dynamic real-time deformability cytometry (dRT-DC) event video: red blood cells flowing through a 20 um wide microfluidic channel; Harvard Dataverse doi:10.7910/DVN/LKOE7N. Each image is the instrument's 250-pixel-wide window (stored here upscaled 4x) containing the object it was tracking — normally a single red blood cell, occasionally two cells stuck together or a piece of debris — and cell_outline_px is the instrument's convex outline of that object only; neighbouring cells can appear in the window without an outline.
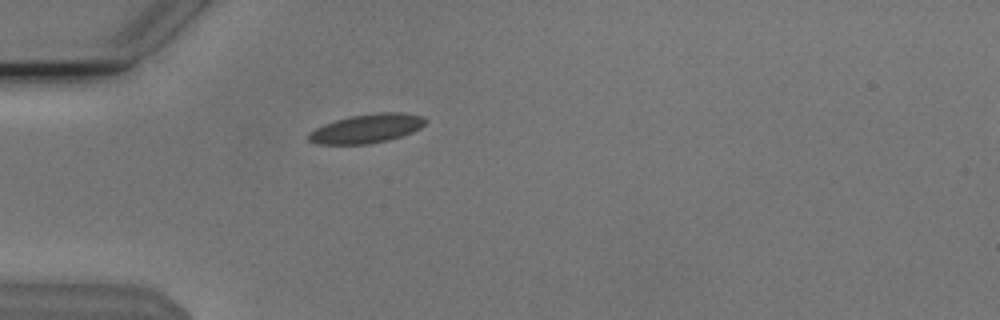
{"species": "Egyptian fruit bat (a non-hibernating species)", "species_latin": "Rousettus aegyptiacus", "temperature_condition": "cold", "stored_images_in_passage": 36, "camera_frame_rate_fps": 3000, "um_per_image_px": 0.085, "animal": {"sex": "male"}, "frame": {"image": 1, "passage_image": 4, "time_ms": 1.0, "image_size_px": [1000, 320], "cell_outline_px": [[428, 120], [420, 128], [412, 132], [388, 140], [368, 144], [320, 144], [308, 140], [308, 136], [316, 128], [324, 124], [336, 120], [352, 116], [376, 112], [404, 112], [424, 116]], "centroid_in_image_um": [31.23, 10.91], "position_along_channel_um": 53.8, "area_um2": 19.59}}
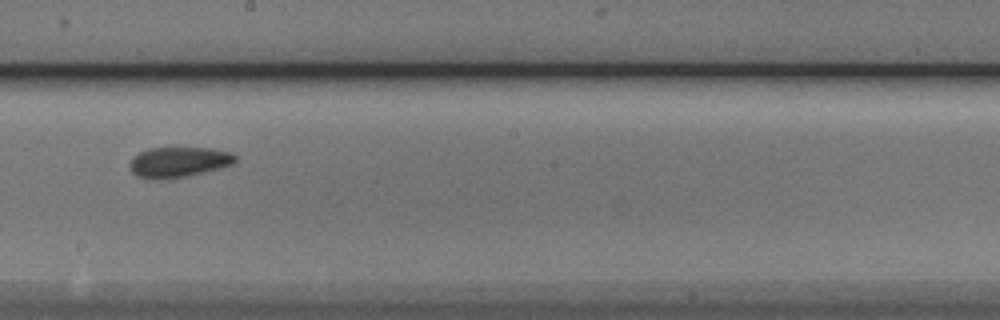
{"frame": {"image": 2, "passage_image": 19, "time_ms": 6.0, "image_size_px": [1000, 320], "cell_outline_px": [[236, 160], [232, 164], [220, 168], [204, 172], [184, 176], [156, 180], [136, 176], [132, 172], [132, 156], [148, 148], [212, 148], [232, 152], [236, 156]], "centroid_in_image_um": [15.21, 13.77], "position_along_channel_um": 233.0, "area_um2": 18.5}}
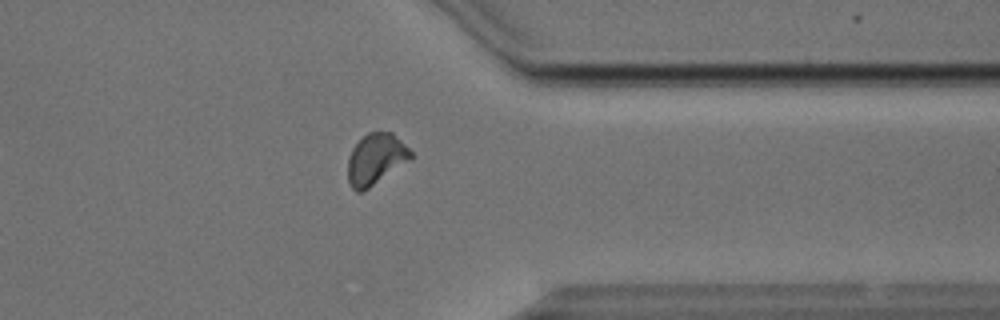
{"frame": {"image": 3, "passage_image": 31, "time_ms": 10.0, "image_size_px": [1000, 320], "cell_outline_px": [[412, 160], [364, 192], [356, 192], [352, 188], [348, 180], [348, 160], [352, 148], [368, 132], [392, 132], [412, 152]], "centroid_in_image_um": [31.96, 13.56], "position_along_channel_um": 379.4, "area_um2": 18.9}, "authors_computed_cell_mechanics": {"area_um2": 18.4382, "velocity_mm_per_s": 3.7964, "shape_relaxation_time_tau1_ms": null, "shape_relaxation_time_tau2_ms": 1.7115, "deformation_change_tau1": null, "deformation_change_tau2": 0.0648}}